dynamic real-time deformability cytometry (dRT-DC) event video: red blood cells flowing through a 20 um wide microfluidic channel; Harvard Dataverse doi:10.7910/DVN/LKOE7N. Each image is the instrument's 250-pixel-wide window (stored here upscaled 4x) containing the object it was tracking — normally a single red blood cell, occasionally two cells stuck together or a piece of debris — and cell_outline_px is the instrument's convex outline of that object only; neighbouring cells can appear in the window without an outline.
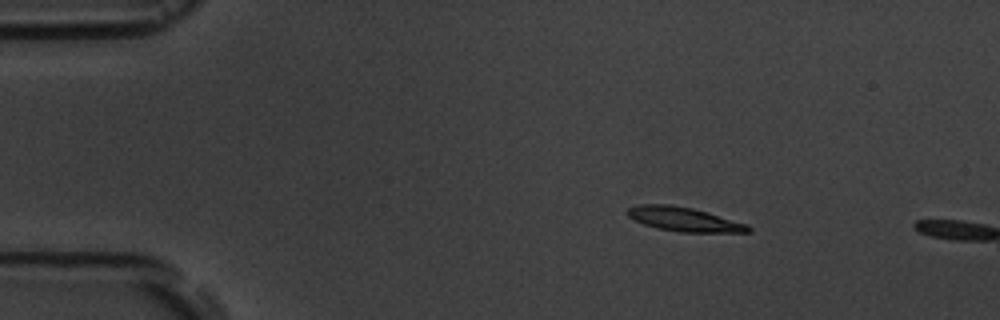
{"species": "common noctule bat (a hibernating species)", "species_latin": "Nyctalus noctula", "temperature_condition": "room temperature", "stored_images_in_passage": 3, "camera_frame_rate_fps": 3000, "um_per_image_px": 0.085, "animal": {"sex": "male", "body_mass_g": 19.5, "forearm_length_mm": 54.6}, "frame": {"image": 1, "passage_image": 2, "time_ms": 2.0, "image_size_px": [1000, 320], "cell_outline_px": [[752, 232], [680, 232], [656, 228], [644, 224], [628, 216], [624, 212], [628, 208], [640, 204], [672, 204], [692, 208], [708, 212], [748, 224], [752, 228]], "centroid_in_image_um": [58.15, 18.63], "position_along_channel_um": 26.9, "area_um2": 17.11}}